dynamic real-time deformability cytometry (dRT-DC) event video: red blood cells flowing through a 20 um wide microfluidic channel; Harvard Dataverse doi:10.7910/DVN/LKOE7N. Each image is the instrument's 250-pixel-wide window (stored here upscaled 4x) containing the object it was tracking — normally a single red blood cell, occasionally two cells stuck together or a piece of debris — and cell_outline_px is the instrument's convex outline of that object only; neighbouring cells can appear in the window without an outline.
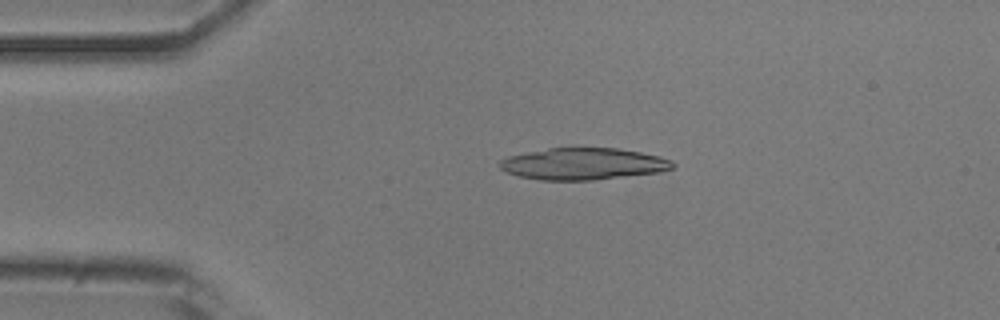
{"species": "common noctule bat (a hibernating species)", "species_latin": "Nyctalus noctula", "temperature_condition": "room temperature", "stored_images_in_passage": 50, "camera_frame_rate_fps": 3000, "um_per_image_px": 0.085, "animal": {"sex": "male", "body_mass_g": 20.5, "forearm_length_mm": 52.5}, "frame": {"image": 1, "passage_image": 10, "time_ms": 3.0, "image_size_px": [1000, 320], "cell_outline_px": [[676, 168], [660, 172], [592, 180], [540, 180], [520, 176], [508, 172], [500, 168], [496, 164], [500, 160], [508, 156], [548, 148], [616, 148], [640, 152], [660, 156], [672, 160], [676, 164]], "centroid_in_image_um": [49.6, 13.93], "position_along_channel_um": 35.4, "area_um2": 32.08}}